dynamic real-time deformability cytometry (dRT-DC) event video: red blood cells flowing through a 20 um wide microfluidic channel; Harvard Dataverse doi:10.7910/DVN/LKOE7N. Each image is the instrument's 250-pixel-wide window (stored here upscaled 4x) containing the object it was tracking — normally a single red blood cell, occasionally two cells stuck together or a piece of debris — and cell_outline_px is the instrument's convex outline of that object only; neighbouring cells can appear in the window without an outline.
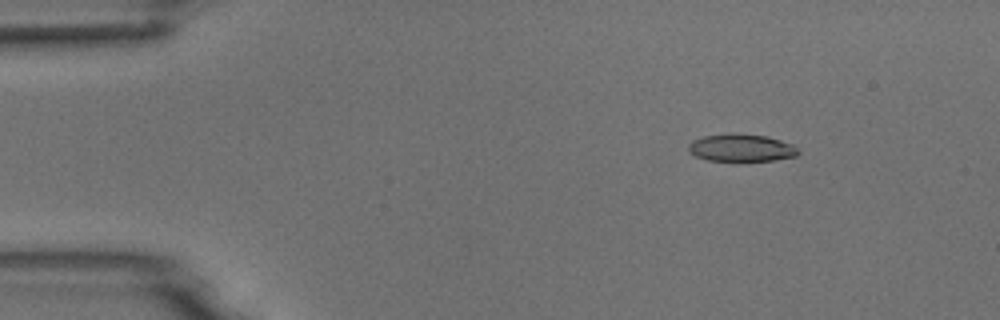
{"species": "common noctule bat (a hibernating species)", "species_latin": "Nyctalus noctula", "temperature_condition": "room temperature", "stored_images_in_passage": 5, "camera_frame_rate_fps": 3000, "um_per_image_px": 0.085, "animal": {"sex": "male", "body_mass_g": 18.8}, "frame": {"image": 1, "passage_image": 2, "time_ms": 1.333, "image_size_px": [1000, 320], "cell_outline_px": [[800, 152], [796, 156], [772, 160], [740, 164], [708, 160], [696, 156], [688, 152], [688, 144], [692, 140], [704, 136], [768, 136], [792, 144]], "centroid_in_image_um": [63.0, 12.66], "position_along_channel_um": 22.0, "area_um2": 17.57}}
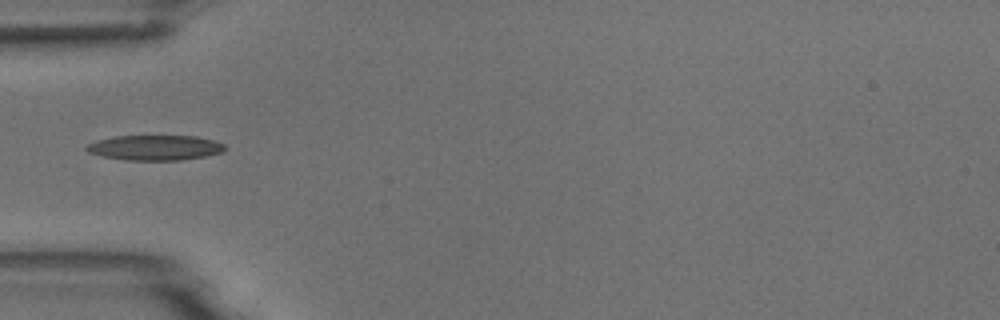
{"frame": {"image": 2, "passage_image": 5, "time_ms": 4.667, "image_size_px": [1000, 320], "cell_outline_px": [[224, 148], [220, 152], [204, 156], [180, 160], [124, 160], [104, 156], [88, 152], [84, 148], [88, 144], [96, 140], [116, 136], [196, 136], [212, 140], [224, 144]], "centroid_in_image_um": [13.13, 12.55], "position_along_channel_um": 71.9, "area_um2": 20.0}}